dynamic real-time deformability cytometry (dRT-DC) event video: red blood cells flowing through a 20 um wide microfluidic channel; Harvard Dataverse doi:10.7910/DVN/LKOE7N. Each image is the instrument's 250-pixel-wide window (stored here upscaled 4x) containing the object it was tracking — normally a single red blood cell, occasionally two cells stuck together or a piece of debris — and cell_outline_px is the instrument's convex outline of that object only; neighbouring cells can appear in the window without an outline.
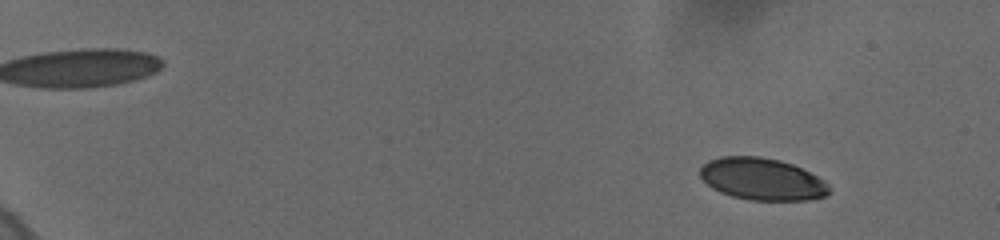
{"species": "human", "species_latin": "Homo sapiens", "temperature_condition": "cold", "stored_images_in_passage": 9, "camera_frame_rate_fps": 3000, "um_per_image_px": 0.085, "donor": {"sex": "female"}, "frame": {"image": 1, "passage_image": 3, "time_ms": 2.0, "image_size_px": [1000, 240], "cell_outline_px": [[828, 192], [824, 196], [808, 200], [748, 200], [732, 196], [720, 192], [712, 188], [700, 176], [700, 168], [708, 160], [720, 156], [760, 156], [780, 160], [792, 164], [824, 180], [828, 184]], "centroid_in_image_um": [64.74, 15.21], "position_along_channel_um": 20.3, "area_um2": 31.5}}
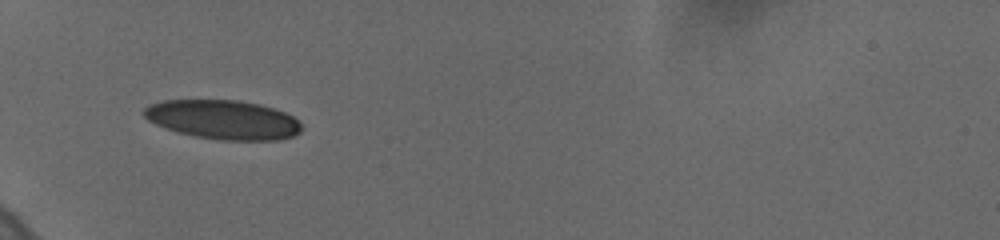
{"frame": {"image": 2, "passage_image": 8, "time_ms": 7.333, "image_size_px": [1000, 240], "cell_outline_px": [[300, 132], [292, 136], [280, 140], [220, 140], [196, 136], [176, 132], [156, 124], [148, 120], [140, 112], [148, 104], [164, 100], [240, 100], [260, 104], [284, 112], [292, 116], [300, 124]], "centroid_in_image_um": [18.92, 10.16], "position_along_channel_um": 66.1, "area_um2": 36.01}}